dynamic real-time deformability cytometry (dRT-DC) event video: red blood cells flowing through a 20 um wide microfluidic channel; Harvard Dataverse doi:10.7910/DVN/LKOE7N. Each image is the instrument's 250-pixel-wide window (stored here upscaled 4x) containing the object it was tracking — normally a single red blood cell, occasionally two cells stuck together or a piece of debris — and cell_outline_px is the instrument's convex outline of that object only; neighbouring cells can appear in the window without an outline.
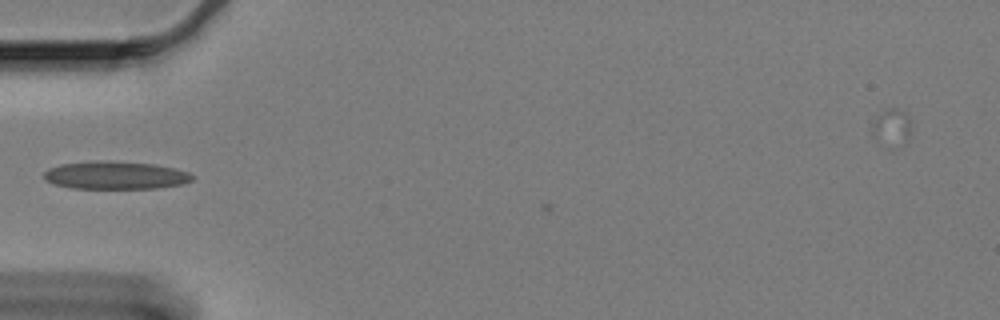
{"species": "Egyptian fruit bat (a non-hibernating species)", "species_latin": "Rousettus aegyptiacus", "temperature_condition": "cold", "stored_images_in_passage": 38, "camera_frame_rate_fps": 3000, "um_per_image_px": 0.085, "animal": {"sex": "female"}, "frame": {"image": 1, "passage_image": 2, "time_ms": 0.333, "image_size_px": [1000, 320], "cell_outline_px": [[196, 176], [192, 180], [184, 184], [156, 188], [72, 188], [52, 184], [44, 180], [44, 172], [48, 168], [60, 164], [92, 160], [108, 160], [152, 164], [176, 168], [188, 172]], "centroid_in_image_um": [9.8, 14.89], "position_along_channel_um": 75.2, "area_um2": 24.45}}
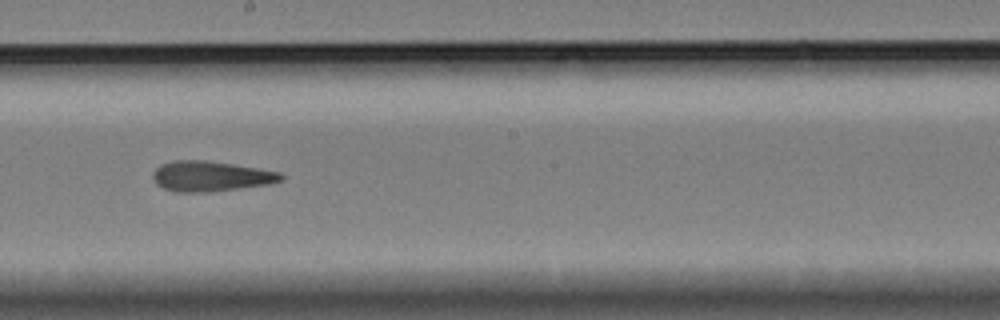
{"frame": {"image": 2, "passage_image": 16, "time_ms": 5.0, "image_size_px": [1000, 320], "cell_outline_px": [[284, 176], [280, 180], [268, 184], [212, 192], [176, 192], [164, 188], [156, 184], [152, 176], [152, 172], [160, 164], [172, 160], [204, 160], [232, 164], [280, 172]], "centroid_in_image_um": [17.85, 14.98], "position_along_channel_um": 230.4, "area_um2": 22.54}}
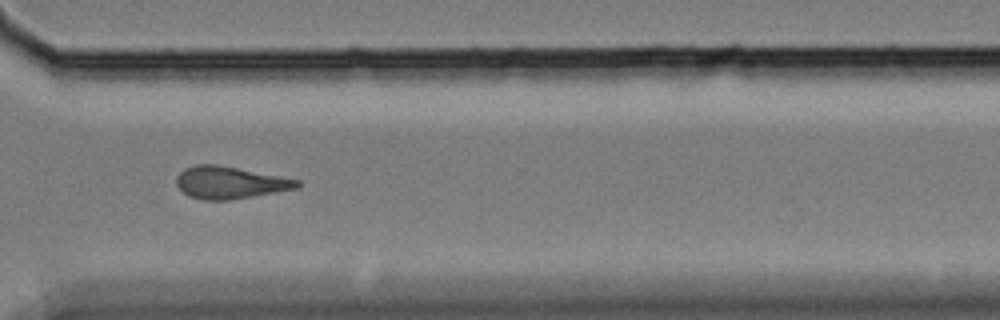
{"frame": {"image": 3, "passage_image": 27, "time_ms": 8.667, "image_size_px": [1000, 320], "cell_outline_px": [[300, 184], [296, 188], [228, 200], [200, 200], [188, 196], [176, 184], [176, 176], [184, 168], [196, 164], [216, 164], [280, 176], [300, 180]], "centroid_in_image_um": [19.48, 15.51], "position_along_channel_um": 351.1, "area_um2": 22.43}, "authors_computed_cell_mechanics": {"area_um2": 22.1374, "velocity_mm_per_s": 3.3064, "shape_relaxation_time_tau1_ms": null, "shape_relaxation_time_tau2_ms": 4.8356, "deformation_change_tau1": null, "deformation_change_tau2": 0.1321}}